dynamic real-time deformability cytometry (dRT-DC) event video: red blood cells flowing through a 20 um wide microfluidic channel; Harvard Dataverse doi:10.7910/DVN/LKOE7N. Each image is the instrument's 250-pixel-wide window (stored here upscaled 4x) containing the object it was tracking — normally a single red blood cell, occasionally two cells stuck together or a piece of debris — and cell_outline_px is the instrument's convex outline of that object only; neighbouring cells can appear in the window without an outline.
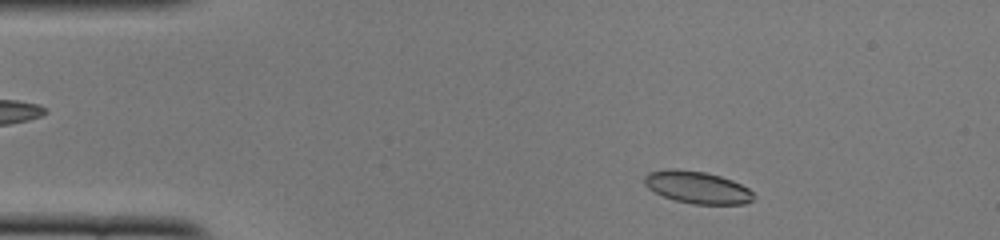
{"species": "common noctule bat (a hibernating species)", "species_latin": "Nyctalus noctula", "temperature_condition": "cold", "stored_images_in_passage": 47, "camera_frame_rate_fps": 3000, "um_per_image_px": 0.085, "animal": {"sex": "female", "body_mass_g": 22.0, "forearm_length_mm": 56.7}, "frame": {"image": 1, "passage_image": 4, "time_ms": 1.0, "image_size_px": [1000, 240], "cell_outline_px": [[756, 196], [752, 200], [744, 204], [692, 204], [676, 200], [664, 196], [648, 188], [644, 184], [644, 176], [648, 172], [668, 168], [676, 168], [704, 172], [720, 176], [732, 180], [748, 188]], "centroid_in_image_um": [59.25, 15.91], "position_along_channel_um": 25.7, "area_um2": 20.52}}
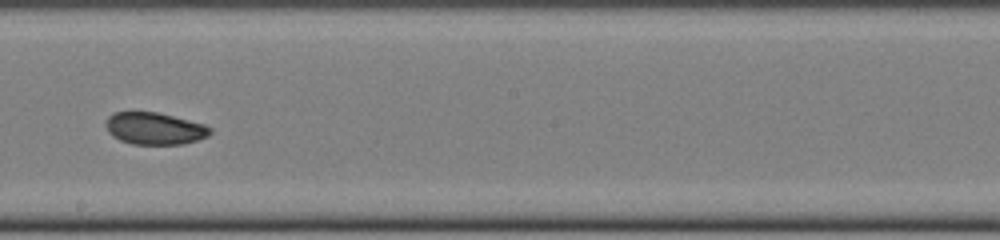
{"frame": {"image": 2, "passage_image": 25, "time_ms": 8.0, "image_size_px": [1000, 240], "cell_outline_px": [[212, 132], [208, 136], [184, 144], [132, 144], [120, 140], [112, 136], [108, 132], [104, 124], [108, 116], [112, 112], [156, 112], [204, 124], [212, 128]], "centroid_in_image_um": [13.11, 10.92], "position_along_channel_um": 235.1, "area_um2": 19.54}}
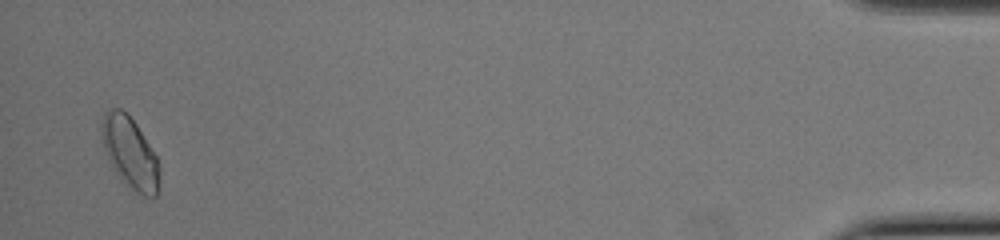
{"frame": {"image": 3, "passage_image": 46, "time_ms": 15.0, "image_size_px": [1000, 240], "cell_outline_px": [[156, 196], [144, 196], [136, 192], [120, 180], [104, 152], [100, 128], [100, 120], [104, 112], [108, 108], [120, 108], [128, 112], [136, 124], [156, 156]], "centroid_in_image_um": [10.94, 12.89], "position_along_channel_um": 424.3, "area_um2": 23.64}, "authors_computed_cell_mechanics": {"area_um2": 20.2878, "velocity_mm_per_s": 3.887, "shape_relaxation_time_tau1_ms": 4.4726, "shape_relaxation_time_tau2_ms": 4.3581, "deformation_change_tau1": 0.087, "deformation_change_tau2": 0.0581}}